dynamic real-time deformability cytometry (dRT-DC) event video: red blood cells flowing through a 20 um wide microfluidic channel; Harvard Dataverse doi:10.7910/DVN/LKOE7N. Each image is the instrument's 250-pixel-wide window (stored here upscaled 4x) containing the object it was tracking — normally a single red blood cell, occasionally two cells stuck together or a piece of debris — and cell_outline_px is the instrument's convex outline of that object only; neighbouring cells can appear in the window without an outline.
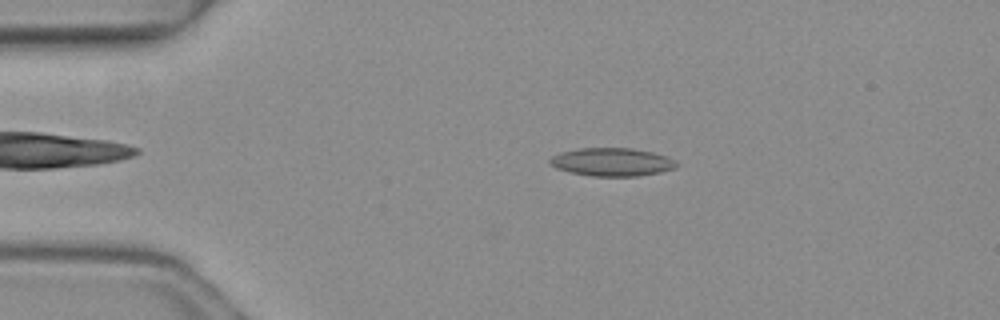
{"species": "common noctule bat (a hibernating species)", "species_latin": "Nyctalus noctula", "temperature_condition": "warm", "stored_images_in_passage": 4, "camera_frame_rate_fps": 3000, "um_per_image_px": 0.085, "animal": {"sex": "female", "body_mass_g": 19.3, "forearm_length_mm": 54.1}, "frame": {"image": 1, "passage_image": 2, "time_ms": 0.333, "image_size_px": [1000, 320], "cell_outline_px": [[680, 164], [676, 168], [660, 172], [636, 176], [592, 176], [572, 172], [556, 168], [548, 164], [548, 160], [552, 156], [560, 152], [580, 148], [632, 148], [652, 152], [664, 156]], "centroid_in_image_um": [51.99, 13.77], "position_along_channel_um": 33.0, "area_um2": 20.69}}